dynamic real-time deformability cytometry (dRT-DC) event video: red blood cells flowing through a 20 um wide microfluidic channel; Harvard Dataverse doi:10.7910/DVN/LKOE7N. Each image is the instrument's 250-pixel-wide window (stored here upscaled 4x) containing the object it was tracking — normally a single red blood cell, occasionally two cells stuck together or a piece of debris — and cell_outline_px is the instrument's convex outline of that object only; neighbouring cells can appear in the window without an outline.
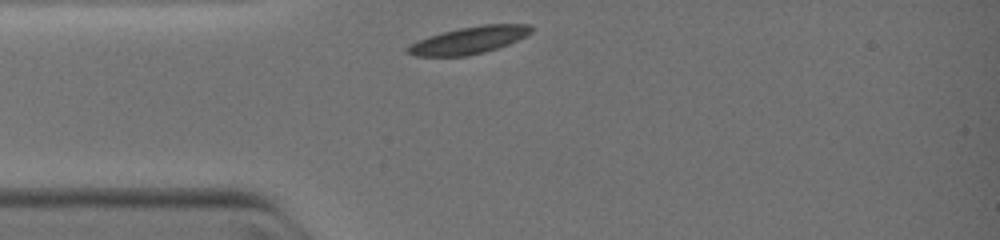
{"species": "common noctule bat (a hibernating species)", "species_latin": "Nyctalus noctula", "temperature_condition": "warm", "stored_images_in_passage": 5, "camera_frame_rate_fps": 3000, "um_per_image_px": 0.085, "animal": {"sex": "female", "body_mass_g": 19.0, "forearm_length_mm": 51.5}, "frame": {"image": 1, "passage_image": 1, "time_ms": 0.0, "image_size_px": [1000, 240], "cell_outline_px": [[532, 32], [508, 44], [484, 52], [468, 56], [416, 56], [408, 52], [408, 48], [412, 44], [428, 36], [460, 28], [480, 24], [532, 24]], "centroid_in_image_um": [39.91, 3.41], "position_along_channel_um": 45.1, "area_um2": 19.19}}
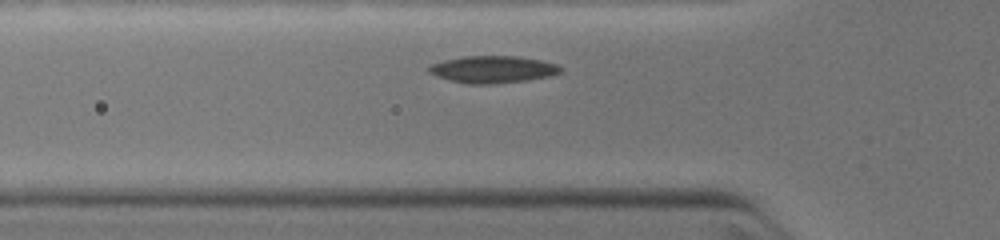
{"frame": {"image": 2, "passage_image": 4, "time_ms": 1.0, "image_size_px": [1000, 240], "cell_outline_px": [[564, 68], [560, 72], [552, 76], [528, 80], [496, 84], [468, 84], [436, 76], [428, 72], [428, 68], [432, 64], [444, 60], [464, 56], [516, 56], [540, 60], [556, 64]], "centroid_in_image_um": [41.92, 5.9], "position_along_channel_um": 83.9, "area_um2": 20.81}}